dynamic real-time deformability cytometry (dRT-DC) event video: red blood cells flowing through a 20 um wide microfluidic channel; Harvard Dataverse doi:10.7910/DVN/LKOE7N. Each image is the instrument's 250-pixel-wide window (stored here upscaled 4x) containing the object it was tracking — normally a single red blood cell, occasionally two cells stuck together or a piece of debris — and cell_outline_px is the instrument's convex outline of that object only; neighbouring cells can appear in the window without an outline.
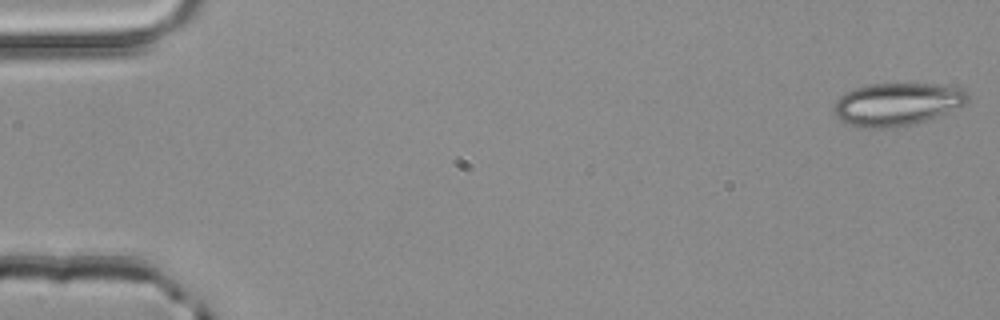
{"species": "common noctule bat (a hibernating species)", "species_latin": "Nyctalus noctula", "temperature_condition": "room temperature", "stored_images_in_passage": 52, "camera_frame_rate_fps": 3000, "um_per_image_px": 0.085, "animal": {"sex": "male", "body_mass_g": 20.4}, "frame": {"image": 1, "passage_image": 1, "time_ms": 0.0, "image_size_px": [1000, 320], "cell_outline_px": [[968, 100], [964, 104], [936, 116], [904, 128], [856, 128], [840, 120], [832, 112], [832, 108], [836, 100], [840, 96], [852, 88], [872, 84], [936, 84], [964, 88], [968, 96]], "centroid_in_image_um": [76.18, 8.87], "position_along_channel_um": 8.8, "area_um2": 33.7}}
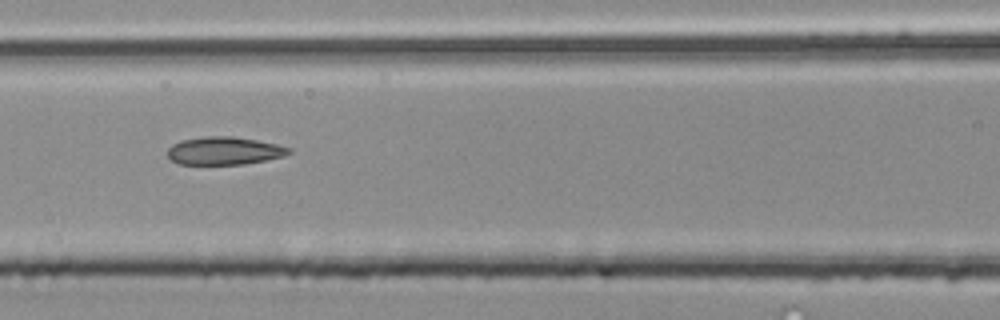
{"frame": {"image": 2, "passage_image": 23, "time_ms": 7.333, "image_size_px": [1000, 320], "cell_outline_px": [[292, 152], [284, 156], [244, 164], [180, 164], [172, 160], [168, 156], [168, 148], [172, 144], [180, 140], [204, 136], [232, 136], [256, 140], [276, 144], [292, 148]], "centroid_in_image_um": [19.06, 12.81], "position_along_channel_um": 147.5, "area_um2": 19.71}}
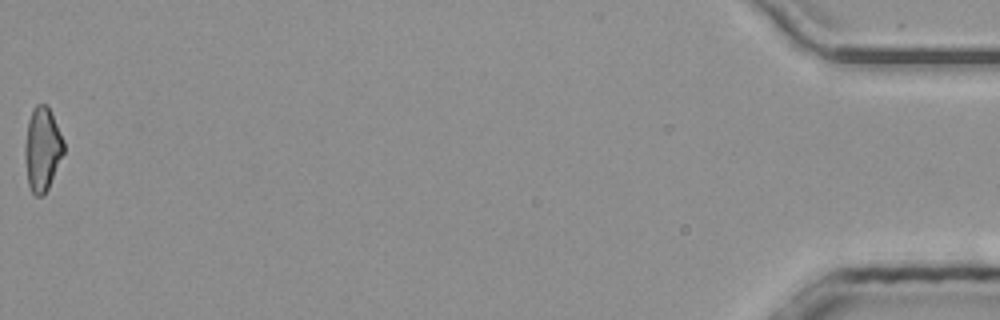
{"frame": {"image": 3, "passage_image": 52, "time_ms": 17.0, "image_size_px": [1000, 320], "cell_outline_px": [[64, 152], [48, 188], [40, 196], [36, 196], [32, 192], [28, 184], [24, 148], [28, 120], [36, 104], [44, 104], [48, 108], [64, 140]], "centroid_in_image_um": [3.59, 12.68], "position_along_channel_um": 431.6, "area_um2": 18.5}, "authors_computed_cell_mechanics": {"area_um2": 19.7676, "velocity_mm_per_s": 4.0212, "shape_relaxation_time_tau1_ms": null, "shape_relaxation_time_tau2_ms": 3.0807, "deformation_change_tau1": null, "deformation_change_tau2": 0.1045}}